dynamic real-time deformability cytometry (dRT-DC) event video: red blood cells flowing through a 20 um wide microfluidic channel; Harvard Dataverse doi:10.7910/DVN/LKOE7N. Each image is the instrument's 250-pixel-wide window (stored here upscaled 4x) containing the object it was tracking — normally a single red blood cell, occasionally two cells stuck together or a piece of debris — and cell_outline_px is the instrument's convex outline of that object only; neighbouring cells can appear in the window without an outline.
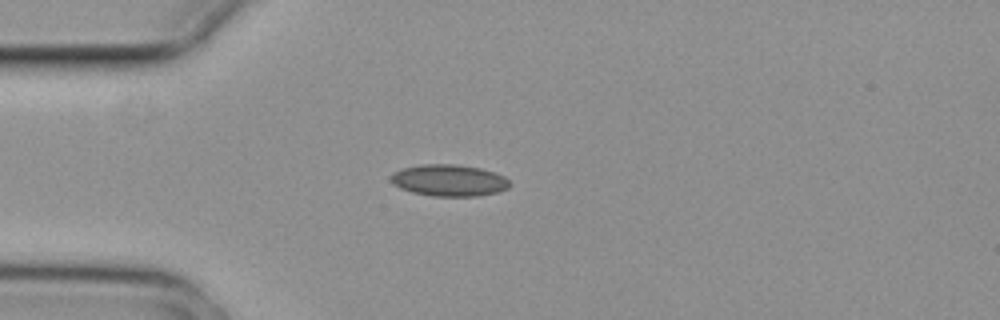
{"species": "common noctule bat (a hibernating species)", "species_latin": "Nyctalus noctula", "temperature_condition": "cold", "stored_images_in_passage": 3, "camera_frame_rate_fps": 3000, "um_per_image_px": 0.085, "animal": {"sex": "female", "body_mass_g": 29.2, "forearm_length_mm": 56.3}, "frame": {"image": 1, "passage_image": 3, "time_ms": 0.667, "image_size_px": [1000, 320], "cell_outline_px": [[512, 184], [508, 188], [496, 192], [476, 196], [432, 196], [412, 192], [400, 188], [392, 184], [388, 176], [392, 172], [400, 168], [424, 164], [456, 164], [480, 168], [496, 172], [504, 176]], "centroid_in_image_um": [38.13, 15.32], "position_along_channel_um": 46.9, "area_um2": 22.2}}